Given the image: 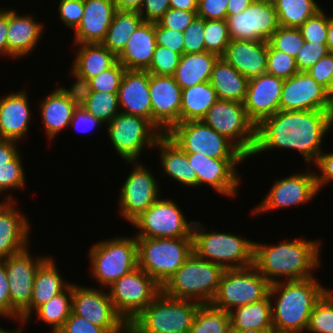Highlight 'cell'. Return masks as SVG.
Returning <instances> with one entry per match:
<instances>
[{
  "instance_id": "1",
  "label": "cell",
  "mask_w": 333,
  "mask_h": 333,
  "mask_svg": "<svg viewBox=\"0 0 333 333\" xmlns=\"http://www.w3.org/2000/svg\"><path fill=\"white\" fill-rule=\"evenodd\" d=\"M332 125L333 110H279L256 126V142L249 159L272 149H287L298 151L306 166L314 165Z\"/></svg>"
},
{
  "instance_id": "2",
  "label": "cell",
  "mask_w": 333,
  "mask_h": 333,
  "mask_svg": "<svg viewBox=\"0 0 333 333\" xmlns=\"http://www.w3.org/2000/svg\"><path fill=\"white\" fill-rule=\"evenodd\" d=\"M321 243L305 238L272 245L254 241L253 266L270 284L314 277L312 271L321 265Z\"/></svg>"
},
{
  "instance_id": "3",
  "label": "cell",
  "mask_w": 333,
  "mask_h": 333,
  "mask_svg": "<svg viewBox=\"0 0 333 333\" xmlns=\"http://www.w3.org/2000/svg\"><path fill=\"white\" fill-rule=\"evenodd\" d=\"M315 277L270 284L273 329L294 333L307 330L316 302L329 289Z\"/></svg>"
},
{
  "instance_id": "4",
  "label": "cell",
  "mask_w": 333,
  "mask_h": 333,
  "mask_svg": "<svg viewBox=\"0 0 333 333\" xmlns=\"http://www.w3.org/2000/svg\"><path fill=\"white\" fill-rule=\"evenodd\" d=\"M200 221L192 227L193 253L224 269L253 266L254 241L229 232L207 231ZM204 228V229H203Z\"/></svg>"
},
{
  "instance_id": "5",
  "label": "cell",
  "mask_w": 333,
  "mask_h": 333,
  "mask_svg": "<svg viewBox=\"0 0 333 333\" xmlns=\"http://www.w3.org/2000/svg\"><path fill=\"white\" fill-rule=\"evenodd\" d=\"M225 269L192 253L162 286V292L177 298L209 304L214 299Z\"/></svg>"
},
{
  "instance_id": "6",
  "label": "cell",
  "mask_w": 333,
  "mask_h": 333,
  "mask_svg": "<svg viewBox=\"0 0 333 333\" xmlns=\"http://www.w3.org/2000/svg\"><path fill=\"white\" fill-rule=\"evenodd\" d=\"M199 306L161 291L129 325L138 333H188Z\"/></svg>"
},
{
  "instance_id": "7",
  "label": "cell",
  "mask_w": 333,
  "mask_h": 333,
  "mask_svg": "<svg viewBox=\"0 0 333 333\" xmlns=\"http://www.w3.org/2000/svg\"><path fill=\"white\" fill-rule=\"evenodd\" d=\"M91 273L106 289L138 267L137 238L116 236L96 242L89 249Z\"/></svg>"
},
{
  "instance_id": "8",
  "label": "cell",
  "mask_w": 333,
  "mask_h": 333,
  "mask_svg": "<svg viewBox=\"0 0 333 333\" xmlns=\"http://www.w3.org/2000/svg\"><path fill=\"white\" fill-rule=\"evenodd\" d=\"M192 253V237L137 238L138 267L161 287Z\"/></svg>"
},
{
  "instance_id": "9",
  "label": "cell",
  "mask_w": 333,
  "mask_h": 333,
  "mask_svg": "<svg viewBox=\"0 0 333 333\" xmlns=\"http://www.w3.org/2000/svg\"><path fill=\"white\" fill-rule=\"evenodd\" d=\"M106 126L110 143L124 162L140 161L144 149H154L162 135L147 119L121 112Z\"/></svg>"
},
{
  "instance_id": "10",
  "label": "cell",
  "mask_w": 333,
  "mask_h": 333,
  "mask_svg": "<svg viewBox=\"0 0 333 333\" xmlns=\"http://www.w3.org/2000/svg\"><path fill=\"white\" fill-rule=\"evenodd\" d=\"M201 120L250 157L256 142V125L247 116L244 103L218 99Z\"/></svg>"
},
{
  "instance_id": "11",
  "label": "cell",
  "mask_w": 333,
  "mask_h": 333,
  "mask_svg": "<svg viewBox=\"0 0 333 333\" xmlns=\"http://www.w3.org/2000/svg\"><path fill=\"white\" fill-rule=\"evenodd\" d=\"M270 283L254 267L225 269L211 304L225 311L262 300L269 294Z\"/></svg>"
},
{
  "instance_id": "12",
  "label": "cell",
  "mask_w": 333,
  "mask_h": 333,
  "mask_svg": "<svg viewBox=\"0 0 333 333\" xmlns=\"http://www.w3.org/2000/svg\"><path fill=\"white\" fill-rule=\"evenodd\" d=\"M107 289L117 313L130 324L162 291L140 267L122 276Z\"/></svg>"
},
{
  "instance_id": "13",
  "label": "cell",
  "mask_w": 333,
  "mask_h": 333,
  "mask_svg": "<svg viewBox=\"0 0 333 333\" xmlns=\"http://www.w3.org/2000/svg\"><path fill=\"white\" fill-rule=\"evenodd\" d=\"M166 135L185 153L212 158H247L230 140L202 120L178 123Z\"/></svg>"
},
{
  "instance_id": "14",
  "label": "cell",
  "mask_w": 333,
  "mask_h": 333,
  "mask_svg": "<svg viewBox=\"0 0 333 333\" xmlns=\"http://www.w3.org/2000/svg\"><path fill=\"white\" fill-rule=\"evenodd\" d=\"M194 220L188 222L183 211L172 199L161 196L130 225L139 229L136 238L192 237Z\"/></svg>"
},
{
  "instance_id": "15",
  "label": "cell",
  "mask_w": 333,
  "mask_h": 333,
  "mask_svg": "<svg viewBox=\"0 0 333 333\" xmlns=\"http://www.w3.org/2000/svg\"><path fill=\"white\" fill-rule=\"evenodd\" d=\"M126 163H130L133 170L119 190L118 206L121 218L130 224L161 196V190L159 180L141 161Z\"/></svg>"
},
{
  "instance_id": "16",
  "label": "cell",
  "mask_w": 333,
  "mask_h": 333,
  "mask_svg": "<svg viewBox=\"0 0 333 333\" xmlns=\"http://www.w3.org/2000/svg\"><path fill=\"white\" fill-rule=\"evenodd\" d=\"M305 172L295 173L282 179H276L272 188L251 211V215H258L277 209L290 208L307 204L318 195L315 173L306 166Z\"/></svg>"
},
{
  "instance_id": "17",
  "label": "cell",
  "mask_w": 333,
  "mask_h": 333,
  "mask_svg": "<svg viewBox=\"0 0 333 333\" xmlns=\"http://www.w3.org/2000/svg\"><path fill=\"white\" fill-rule=\"evenodd\" d=\"M72 312L102 327L107 333H124L128 325L117 313L108 290L73 283Z\"/></svg>"
},
{
  "instance_id": "18",
  "label": "cell",
  "mask_w": 333,
  "mask_h": 333,
  "mask_svg": "<svg viewBox=\"0 0 333 333\" xmlns=\"http://www.w3.org/2000/svg\"><path fill=\"white\" fill-rule=\"evenodd\" d=\"M9 256L5 264L11 299V319L19 320L20 315L29 307L32 298L34 276L39 266L49 257L33 258L28 250Z\"/></svg>"
},
{
  "instance_id": "19",
  "label": "cell",
  "mask_w": 333,
  "mask_h": 333,
  "mask_svg": "<svg viewBox=\"0 0 333 333\" xmlns=\"http://www.w3.org/2000/svg\"><path fill=\"white\" fill-rule=\"evenodd\" d=\"M230 39L268 41L280 27L273 2L254 0L244 11L226 17Z\"/></svg>"
},
{
  "instance_id": "20",
  "label": "cell",
  "mask_w": 333,
  "mask_h": 333,
  "mask_svg": "<svg viewBox=\"0 0 333 333\" xmlns=\"http://www.w3.org/2000/svg\"><path fill=\"white\" fill-rule=\"evenodd\" d=\"M187 157L196 172L198 186H211L225 197L237 196L241 184L237 165L248 158H212L199 153H187Z\"/></svg>"
},
{
  "instance_id": "21",
  "label": "cell",
  "mask_w": 333,
  "mask_h": 333,
  "mask_svg": "<svg viewBox=\"0 0 333 333\" xmlns=\"http://www.w3.org/2000/svg\"><path fill=\"white\" fill-rule=\"evenodd\" d=\"M149 92L152 105V125L167 134L180 123L182 89L174 76L149 73Z\"/></svg>"
},
{
  "instance_id": "22",
  "label": "cell",
  "mask_w": 333,
  "mask_h": 333,
  "mask_svg": "<svg viewBox=\"0 0 333 333\" xmlns=\"http://www.w3.org/2000/svg\"><path fill=\"white\" fill-rule=\"evenodd\" d=\"M280 110H333V101L326 88L317 83L307 72H298L284 79Z\"/></svg>"
},
{
  "instance_id": "23",
  "label": "cell",
  "mask_w": 333,
  "mask_h": 333,
  "mask_svg": "<svg viewBox=\"0 0 333 333\" xmlns=\"http://www.w3.org/2000/svg\"><path fill=\"white\" fill-rule=\"evenodd\" d=\"M283 82L284 79L268 73L248 79L244 107L256 126L280 110Z\"/></svg>"
},
{
  "instance_id": "24",
  "label": "cell",
  "mask_w": 333,
  "mask_h": 333,
  "mask_svg": "<svg viewBox=\"0 0 333 333\" xmlns=\"http://www.w3.org/2000/svg\"><path fill=\"white\" fill-rule=\"evenodd\" d=\"M14 204L10 194L0 202V260L29 248V219Z\"/></svg>"
},
{
  "instance_id": "25",
  "label": "cell",
  "mask_w": 333,
  "mask_h": 333,
  "mask_svg": "<svg viewBox=\"0 0 333 333\" xmlns=\"http://www.w3.org/2000/svg\"><path fill=\"white\" fill-rule=\"evenodd\" d=\"M39 105L41 121L48 140L60 134L63 130L69 128L73 112L79 105V95L77 88L70 86L57 87L41 101Z\"/></svg>"
},
{
  "instance_id": "26",
  "label": "cell",
  "mask_w": 333,
  "mask_h": 333,
  "mask_svg": "<svg viewBox=\"0 0 333 333\" xmlns=\"http://www.w3.org/2000/svg\"><path fill=\"white\" fill-rule=\"evenodd\" d=\"M28 96L23 89L0 97V138L20 142L27 135L32 114Z\"/></svg>"
},
{
  "instance_id": "27",
  "label": "cell",
  "mask_w": 333,
  "mask_h": 333,
  "mask_svg": "<svg viewBox=\"0 0 333 333\" xmlns=\"http://www.w3.org/2000/svg\"><path fill=\"white\" fill-rule=\"evenodd\" d=\"M117 94L121 113L145 118L152 124L148 71L125 70Z\"/></svg>"
},
{
  "instance_id": "28",
  "label": "cell",
  "mask_w": 333,
  "mask_h": 333,
  "mask_svg": "<svg viewBox=\"0 0 333 333\" xmlns=\"http://www.w3.org/2000/svg\"><path fill=\"white\" fill-rule=\"evenodd\" d=\"M36 21L34 14H19L16 9H8L7 47L10 59L25 58L38 46L45 29L44 22Z\"/></svg>"
},
{
  "instance_id": "29",
  "label": "cell",
  "mask_w": 333,
  "mask_h": 333,
  "mask_svg": "<svg viewBox=\"0 0 333 333\" xmlns=\"http://www.w3.org/2000/svg\"><path fill=\"white\" fill-rule=\"evenodd\" d=\"M268 41L232 39L222 58L247 79L266 73Z\"/></svg>"
},
{
  "instance_id": "30",
  "label": "cell",
  "mask_w": 333,
  "mask_h": 333,
  "mask_svg": "<svg viewBox=\"0 0 333 333\" xmlns=\"http://www.w3.org/2000/svg\"><path fill=\"white\" fill-rule=\"evenodd\" d=\"M113 0H84V13L74 31V44L101 43L116 12Z\"/></svg>"
},
{
  "instance_id": "31",
  "label": "cell",
  "mask_w": 333,
  "mask_h": 333,
  "mask_svg": "<svg viewBox=\"0 0 333 333\" xmlns=\"http://www.w3.org/2000/svg\"><path fill=\"white\" fill-rule=\"evenodd\" d=\"M73 45L75 49V45L79 46L71 66V75L75 81L70 85L75 88L84 86L91 78L118 62V56L101 43Z\"/></svg>"
},
{
  "instance_id": "32",
  "label": "cell",
  "mask_w": 333,
  "mask_h": 333,
  "mask_svg": "<svg viewBox=\"0 0 333 333\" xmlns=\"http://www.w3.org/2000/svg\"><path fill=\"white\" fill-rule=\"evenodd\" d=\"M56 261L52 256L48 257L37 269L32 290V298L29 307L20 315V324H27L33 312L41 305L47 303L55 295L63 292L71 283L60 276Z\"/></svg>"
},
{
  "instance_id": "33",
  "label": "cell",
  "mask_w": 333,
  "mask_h": 333,
  "mask_svg": "<svg viewBox=\"0 0 333 333\" xmlns=\"http://www.w3.org/2000/svg\"><path fill=\"white\" fill-rule=\"evenodd\" d=\"M153 22H143L129 37L125 48L117 55L126 70L146 71L156 48Z\"/></svg>"
},
{
  "instance_id": "34",
  "label": "cell",
  "mask_w": 333,
  "mask_h": 333,
  "mask_svg": "<svg viewBox=\"0 0 333 333\" xmlns=\"http://www.w3.org/2000/svg\"><path fill=\"white\" fill-rule=\"evenodd\" d=\"M154 148L159 149L160 165L163 169L162 174L184 186L198 187L196 172L185 153L175 142L166 134H162L155 142Z\"/></svg>"
},
{
  "instance_id": "35",
  "label": "cell",
  "mask_w": 333,
  "mask_h": 333,
  "mask_svg": "<svg viewBox=\"0 0 333 333\" xmlns=\"http://www.w3.org/2000/svg\"><path fill=\"white\" fill-rule=\"evenodd\" d=\"M209 82L216 90L219 100L244 103L248 79L222 57L215 62Z\"/></svg>"
},
{
  "instance_id": "36",
  "label": "cell",
  "mask_w": 333,
  "mask_h": 333,
  "mask_svg": "<svg viewBox=\"0 0 333 333\" xmlns=\"http://www.w3.org/2000/svg\"><path fill=\"white\" fill-rule=\"evenodd\" d=\"M218 56L209 52L182 54L174 78L181 89L210 81Z\"/></svg>"
},
{
  "instance_id": "37",
  "label": "cell",
  "mask_w": 333,
  "mask_h": 333,
  "mask_svg": "<svg viewBox=\"0 0 333 333\" xmlns=\"http://www.w3.org/2000/svg\"><path fill=\"white\" fill-rule=\"evenodd\" d=\"M229 314L231 328L234 331L273 329L269 294L260 301L237 307Z\"/></svg>"
},
{
  "instance_id": "38",
  "label": "cell",
  "mask_w": 333,
  "mask_h": 333,
  "mask_svg": "<svg viewBox=\"0 0 333 333\" xmlns=\"http://www.w3.org/2000/svg\"><path fill=\"white\" fill-rule=\"evenodd\" d=\"M218 100L209 81L182 89L180 123L201 120Z\"/></svg>"
},
{
  "instance_id": "39",
  "label": "cell",
  "mask_w": 333,
  "mask_h": 333,
  "mask_svg": "<svg viewBox=\"0 0 333 333\" xmlns=\"http://www.w3.org/2000/svg\"><path fill=\"white\" fill-rule=\"evenodd\" d=\"M143 22L142 16L136 10H116L101 44L118 55L125 48L129 37Z\"/></svg>"
},
{
  "instance_id": "40",
  "label": "cell",
  "mask_w": 333,
  "mask_h": 333,
  "mask_svg": "<svg viewBox=\"0 0 333 333\" xmlns=\"http://www.w3.org/2000/svg\"><path fill=\"white\" fill-rule=\"evenodd\" d=\"M73 283L61 293L55 295L47 303L38 307L36 319L51 326V333H57L72 313Z\"/></svg>"
},
{
  "instance_id": "41",
  "label": "cell",
  "mask_w": 333,
  "mask_h": 333,
  "mask_svg": "<svg viewBox=\"0 0 333 333\" xmlns=\"http://www.w3.org/2000/svg\"><path fill=\"white\" fill-rule=\"evenodd\" d=\"M279 25L298 28L322 9L316 0H273Z\"/></svg>"
},
{
  "instance_id": "42",
  "label": "cell",
  "mask_w": 333,
  "mask_h": 333,
  "mask_svg": "<svg viewBox=\"0 0 333 333\" xmlns=\"http://www.w3.org/2000/svg\"><path fill=\"white\" fill-rule=\"evenodd\" d=\"M77 92L79 95V104L105 125L120 113L117 93L96 91Z\"/></svg>"
},
{
  "instance_id": "43",
  "label": "cell",
  "mask_w": 333,
  "mask_h": 333,
  "mask_svg": "<svg viewBox=\"0 0 333 333\" xmlns=\"http://www.w3.org/2000/svg\"><path fill=\"white\" fill-rule=\"evenodd\" d=\"M231 329L230 314L211 303L200 304L188 333H226Z\"/></svg>"
},
{
  "instance_id": "44",
  "label": "cell",
  "mask_w": 333,
  "mask_h": 333,
  "mask_svg": "<svg viewBox=\"0 0 333 333\" xmlns=\"http://www.w3.org/2000/svg\"><path fill=\"white\" fill-rule=\"evenodd\" d=\"M307 333H333V291L328 289L316 302Z\"/></svg>"
},
{
  "instance_id": "45",
  "label": "cell",
  "mask_w": 333,
  "mask_h": 333,
  "mask_svg": "<svg viewBox=\"0 0 333 333\" xmlns=\"http://www.w3.org/2000/svg\"><path fill=\"white\" fill-rule=\"evenodd\" d=\"M205 51L222 57L231 39L226 20H205Z\"/></svg>"
},
{
  "instance_id": "46",
  "label": "cell",
  "mask_w": 333,
  "mask_h": 333,
  "mask_svg": "<svg viewBox=\"0 0 333 333\" xmlns=\"http://www.w3.org/2000/svg\"><path fill=\"white\" fill-rule=\"evenodd\" d=\"M125 70L126 68L118 61L108 70L91 78L84 86L78 87L77 91L118 93Z\"/></svg>"
},
{
  "instance_id": "47",
  "label": "cell",
  "mask_w": 333,
  "mask_h": 333,
  "mask_svg": "<svg viewBox=\"0 0 333 333\" xmlns=\"http://www.w3.org/2000/svg\"><path fill=\"white\" fill-rule=\"evenodd\" d=\"M305 40L298 28L280 26L268 40V44L276 50L296 58Z\"/></svg>"
},
{
  "instance_id": "48",
  "label": "cell",
  "mask_w": 333,
  "mask_h": 333,
  "mask_svg": "<svg viewBox=\"0 0 333 333\" xmlns=\"http://www.w3.org/2000/svg\"><path fill=\"white\" fill-rule=\"evenodd\" d=\"M20 155L18 153L10 162L0 165V195L10 190L24 189L26 186V174Z\"/></svg>"
},
{
  "instance_id": "49",
  "label": "cell",
  "mask_w": 333,
  "mask_h": 333,
  "mask_svg": "<svg viewBox=\"0 0 333 333\" xmlns=\"http://www.w3.org/2000/svg\"><path fill=\"white\" fill-rule=\"evenodd\" d=\"M298 72L295 58L287 53L273 49L268 44L266 73L282 79H288Z\"/></svg>"
},
{
  "instance_id": "50",
  "label": "cell",
  "mask_w": 333,
  "mask_h": 333,
  "mask_svg": "<svg viewBox=\"0 0 333 333\" xmlns=\"http://www.w3.org/2000/svg\"><path fill=\"white\" fill-rule=\"evenodd\" d=\"M180 57L179 53L167 47L156 45L152 62L146 71L159 76H174Z\"/></svg>"
},
{
  "instance_id": "51",
  "label": "cell",
  "mask_w": 333,
  "mask_h": 333,
  "mask_svg": "<svg viewBox=\"0 0 333 333\" xmlns=\"http://www.w3.org/2000/svg\"><path fill=\"white\" fill-rule=\"evenodd\" d=\"M325 13V10L321 9L298 27L305 42L326 44L328 16Z\"/></svg>"
},
{
  "instance_id": "52",
  "label": "cell",
  "mask_w": 333,
  "mask_h": 333,
  "mask_svg": "<svg viewBox=\"0 0 333 333\" xmlns=\"http://www.w3.org/2000/svg\"><path fill=\"white\" fill-rule=\"evenodd\" d=\"M205 19L196 16L184 31L183 54L201 53L205 51L204 44Z\"/></svg>"
},
{
  "instance_id": "53",
  "label": "cell",
  "mask_w": 333,
  "mask_h": 333,
  "mask_svg": "<svg viewBox=\"0 0 333 333\" xmlns=\"http://www.w3.org/2000/svg\"><path fill=\"white\" fill-rule=\"evenodd\" d=\"M328 53L326 44L305 42L295 58L299 72H306Z\"/></svg>"
},
{
  "instance_id": "54",
  "label": "cell",
  "mask_w": 333,
  "mask_h": 333,
  "mask_svg": "<svg viewBox=\"0 0 333 333\" xmlns=\"http://www.w3.org/2000/svg\"><path fill=\"white\" fill-rule=\"evenodd\" d=\"M59 19L73 31L77 29L84 13V0H59Z\"/></svg>"
},
{
  "instance_id": "55",
  "label": "cell",
  "mask_w": 333,
  "mask_h": 333,
  "mask_svg": "<svg viewBox=\"0 0 333 333\" xmlns=\"http://www.w3.org/2000/svg\"><path fill=\"white\" fill-rule=\"evenodd\" d=\"M197 16V11L169 8L157 23L164 28L184 32Z\"/></svg>"
},
{
  "instance_id": "56",
  "label": "cell",
  "mask_w": 333,
  "mask_h": 333,
  "mask_svg": "<svg viewBox=\"0 0 333 333\" xmlns=\"http://www.w3.org/2000/svg\"><path fill=\"white\" fill-rule=\"evenodd\" d=\"M154 33L157 45L167 47L180 55L183 54L184 32L161 27L155 22Z\"/></svg>"
},
{
  "instance_id": "57",
  "label": "cell",
  "mask_w": 333,
  "mask_h": 333,
  "mask_svg": "<svg viewBox=\"0 0 333 333\" xmlns=\"http://www.w3.org/2000/svg\"><path fill=\"white\" fill-rule=\"evenodd\" d=\"M228 0H199L197 16L205 20H226Z\"/></svg>"
},
{
  "instance_id": "58",
  "label": "cell",
  "mask_w": 333,
  "mask_h": 333,
  "mask_svg": "<svg viewBox=\"0 0 333 333\" xmlns=\"http://www.w3.org/2000/svg\"><path fill=\"white\" fill-rule=\"evenodd\" d=\"M317 83L326 89L333 73V53H328L306 71Z\"/></svg>"
},
{
  "instance_id": "59",
  "label": "cell",
  "mask_w": 333,
  "mask_h": 333,
  "mask_svg": "<svg viewBox=\"0 0 333 333\" xmlns=\"http://www.w3.org/2000/svg\"><path fill=\"white\" fill-rule=\"evenodd\" d=\"M314 164L321 173L315 172L316 187L319 193L324 185L333 181V152L326 153L323 150Z\"/></svg>"
},
{
  "instance_id": "60",
  "label": "cell",
  "mask_w": 333,
  "mask_h": 333,
  "mask_svg": "<svg viewBox=\"0 0 333 333\" xmlns=\"http://www.w3.org/2000/svg\"><path fill=\"white\" fill-rule=\"evenodd\" d=\"M57 333H107L102 327L92 324L87 319L73 312Z\"/></svg>"
},
{
  "instance_id": "61",
  "label": "cell",
  "mask_w": 333,
  "mask_h": 333,
  "mask_svg": "<svg viewBox=\"0 0 333 333\" xmlns=\"http://www.w3.org/2000/svg\"><path fill=\"white\" fill-rule=\"evenodd\" d=\"M102 125L105 126L104 123L96 119L79 104L73 112L69 127L72 126L74 130H78L80 133H86Z\"/></svg>"
},
{
  "instance_id": "62",
  "label": "cell",
  "mask_w": 333,
  "mask_h": 333,
  "mask_svg": "<svg viewBox=\"0 0 333 333\" xmlns=\"http://www.w3.org/2000/svg\"><path fill=\"white\" fill-rule=\"evenodd\" d=\"M170 8V0H144L139 14L144 22H157Z\"/></svg>"
},
{
  "instance_id": "63",
  "label": "cell",
  "mask_w": 333,
  "mask_h": 333,
  "mask_svg": "<svg viewBox=\"0 0 333 333\" xmlns=\"http://www.w3.org/2000/svg\"><path fill=\"white\" fill-rule=\"evenodd\" d=\"M5 264L0 260V316L11 319V299Z\"/></svg>"
},
{
  "instance_id": "64",
  "label": "cell",
  "mask_w": 333,
  "mask_h": 333,
  "mask_svg": "<svg viewBox=\"0 0 333 333\" xmlns=\"http://www.w3.org/2000/svg\"><path fill=\"white\" fill-rule=\"evenodd\" d=\"M18 142L0 138V165L10 162L20 151Z\"/></svg>"
},
{
  "instance_id": "65",
  "label": "cell",
  "mask_w": 333,
  "mask_h": 333,
  "mask_svg": "<svg viewBox=\"0 0 333 333\" xmlns=\"http://www.w3.org/2000/svg\"><path fill=\"white\" fill-rule=\"evenodd\" d=\"M7 30L8 10L0 8V54L6 57H8Z\"/></svg>"
},
{
  "instance_id": "66",
  "label": "cell",
  "mask_w": 333,
  "mask_h": 333,
  "mask_svg": "<svg viewBox=\"0 0 333 333\" xmlns=\"http://www.w3.org/2000/svg\"><path fill=\"white\" fill-rule=\"evenodd\" d=\"M254 0H228L227 16H233L247 9Z\"/></svg>"
},
{
  "instance_id": "67",
  "label": "cell",
  "mask_w": 333,
  "mask_h": 333,
  "mask_svg": "<svg viewBox=\"0 0 333 333\" xmlns=\"http://www.w3.org/2000/svg\"><path fill=\"white\" fill-rule=\"evenodd\" d=\"M199 0H170V8L186 11H198Z\"/></svg>"
},
{
  "instance_id": "68",
  "label": "cell",
  "mask_w": 333,
  "mask_h": 333,
  "mask_svg": "<svg viewBox=\"0 0 333 333\" xmlns=\"http://www.w3.org/2000/svg\"><path fill=\"white\" fill-rule=\"evenodd\" d=\"M117 10H136L139 11L144 0H113Z\"/></svg>"
},
{
  "instance_id": "69",
  "label": "cell",
  "mask_w": 333,
  "mask_h": 333,
  "mask_svg": "<svg viewBox=\"0 0 333 333\" xmlns=\"http://www.w3.org/2000/svg\"><path fill=\"white\" fill-rule=\"evenodd\" d=\"M326 45L330 53H333V15H328V29Z\"/></svg>"
},
{
  "instance_id": "70",
  "label": "cell",
  "mask_w": 333,
  "mask_h": 333,
  "mask_svg": "<svg viewBox=\"0 0 333 333\" xmlns=\"http://www.w3.org/2000/svg\"><path fill=\"white\" fill-rule=\"evenodd\" d=\"M328 96L332 99L333 101V73L330 78V83L329 87L326 89Z\"/></svg>"
},
{
  "instance_id": "71",
  "label": "cell",
  "mask_w": 333,
  "mask_h": 333,
  "mask_svg": "<svg viewBox=\"0 0 333 333\" xmlns=\"http://www.w3.org/2000/svg\"><path fill=\"white\" fill-rule=\"evenodd\" d=\"M235 333H269V330L249 329L244 331H235Z\"/></svg>"
},
{
  "instance_id": "72",
  "label": "cell",
  "mask_w": 333,
  "mask_h": 333,
  "mask_svg": "<svg viewBox=\"0 0 333 333\" xmlns=\"http://www.w3.org/2000/svg\"><path fill=\"white\" fill-rule=\"evenodd\" d=\"M23 329L19 326H17V329L15 328V330H8V329H4L2 327H0V333H22Z\"/></svg>"
},
{
  "instance_id": "73",
  "label": "cell",
  "mask_w": 333,
  "mask_h": 333,
  "mask_svg": "<svg viewBox=\"0 0 333 333\" xmlns=\"http://www.w3.org/2000/svg\"><path fill=\"white\" fill-rule=\"evenodd\" d=\"M124 333H138L129 324L126 326Z\"/></svg>"
},
{
  "instance_id": "74",
  "label": "cell",
  "mask_w": 333,
  "mask_h": 333,
  "mask_svg": "<svg viewBox=\"0 0 333 333\" xmlns=\"http://www.w3.org/2000/svg\"><path fill=\"white\" fill-rule=\"evenodd\" d=\"M269 333H294V332H290V331H279L276 329H271L269 330Z\"/></svg>"
},
{
  "instance_id": "75",
  "label": "cell",
  "mask_w": 333,
  "mask_h": 333,
  "mask_svg": "<svg viewBox=\"0 0 333 333\" xmlns=\"http://www.w3.org/2000/svg\"><path fill=\"white\" fill-rule=\"evenodd\" d=\"M226 333H235V331L231 328L228 332Z\"/></svg>"
}]
</instances>
